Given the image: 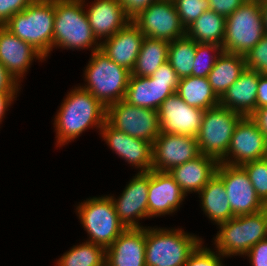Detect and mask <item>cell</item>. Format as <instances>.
<instances>
[{
	"label": "cell",
	"instance_id": "7",
	"mask_svg": "<svg viewBox=\"0 0 267 266\" xmlns=\"http://www.w3.org/2000/svg\"><path fill=\"white\" fill-rule=\"evenodd\" d=\"M265 35L260 0H247L226 17L222 49L245 56Z\"/></svg>",
	"mask_w": 267,
	"mask_h": 266
},
{
	"label": "cell",
	"instance_id": "15",
	"mask_svg": "<svg viewBox=\"0 0 267 266\" xmlns=\"http://www.w3.org/2000/svg\"><path fill=\"white\" fill-rule=\"evenodd\" d=\"M200 155L196 137L161 133L153 143L152 169L169 172Z\"/></svg>",
	"mask_w": 267,
	"mask_h": 266
},
{
	"label": "cell",
	"instance_id": "47",
	"mask_svg": "<svg viewBox=\"0 0 267 266\" xmlns=\"http://www.w3.org/2000/svg\"><path fill=\"white\" fill-rule=\"evenodd\" d=\"M265 33L267 34V0H260Z\"/></svg>",
	"mask_w": 267,
	"mask_h": 266
},
{
	"label": "cell",
	"instance_id": "32",
	"mask_svg": "<svg viewBox=\"0 0 267 266\" xmlns=\"http://www.w3.org/2000/svg\"><path fill=\"white\" fill-rule=\"evenodd\" d=\"M195 54L196 42L186 35L169 42L167 61L180 79L192 75Z\"/></svg>",
	"mask_w": 267,
	"mask_h": 266
},
{
	"label": "cell",
	"instance_id": "27",
	"mask_svg": "<svg viewBox=\"0 0 267 266\" xmlns=\"http://www.w3.org/2000/svg\"><path fill=\"white\" fill-rule=\"evenodd\" d=\"M245 68L244 55L222 51L207 77L214 93L219 99L239 78Z\"/></svg>",
	"mask_w": 267,
	"mask_h": 266
},
{
	"label": "cell",
	"instance_id": "46",
	"mask_svg": "<svg viewBox=\"0 0 267 266\" xmlns=\"http://www.w3.org/2000/svg\"><path fill=\"white\" fill-rule=\"evenodd\" d=\"M250 117L256 122L259 129L264 133L267 140V106L256 109Z\"/></svg>",
	"mask_w": 267,
	"mask_h": 266
},
{
	"label": "cell",
	"instance_id": "39",
	"mask_svg": "<svg viewBox=\"0 0 267 266\" xmlns=\"http://www.w3.org/2000/svg\"><path fill=\"white\" fill-rule=\"evenodd\" d=\"M251 266H267V238L259 241L244 255Z\"/></svg>",
	"mask_w": 267,
	"mask_h": 266
},
{
	"label": "cell",
	"instance_id": "45",
	"mask_svg": "<svg viewBox=\"0 0 267 266\" xmlns=\"http://www.w3.org/2000/svg\"><path fill=\"white\" fill-rule=\"evenodd\" d=\"M18 92H0V124L5 117L8 107L11 106L14 100H17Z\"/></svg>",
	"mask_w": 267,
	"mask_h": 266
},
{
	"label": "cell",
	"instance_id": "34",
	"mask_svg": "<svg viewBox=\"0 0 267 266\" xmlns=\"http://www.w3.org/2000/svg\"><path fill=\"white\" fill-rule=\"evenodd\" d=\"M246 171L257 196L263 203L267 202V157L241 165Z\"/></svg>",
	"mask_w": 267,
	"mask_h": 266
},
{
	"label": "cell",
	"instance_id": "10",
	"mask_svg": "<svg viewBox=\"0 0 267 266\" xmlns=\"http://www.w3.org/2000/svg\"><path fill=\"white\" fill-rule=\"evenodd\" d=\"M106 121L119 131L150 143L161 134L158 110L133 106L124 100L107 107Z\"/></svg>",
	"mask_w": 267,
	"mask_h": 266
},
{
	"label": "cell",
	"instance_id": "9",
	"mask_svg": "<svg viewBox=\"0 0 267 266\" xmlns=\"http://www.w3.org/2000/svg\"><path fill=\"white\" fill-rule=\"evenodd\" d=\"M242 117L221 105L205 110L196 136L200 154L220 162L226 156L236 124Z\"/></svg>",
	"mask_w": 267,
	"mask_h": 266
},
{
	"label": "cell",
	"instance_id": "3",
	"mask_svg": "<svg viewBox=\"0 0 267 266\" xmlns=\"http://www.w3.org/2000/svg\"><path fill=\"white\" fill-rule=\"evenodd\" d=\"M85 0H55L53 48L100 49L85 11Z\"/></svg>",
	"mask_w": 267,
	"mask_h": 266
},
{
	"label": "cell",
	"instance_id": "43",
	"mask_svg": "<svg viewBox=\"0 0 267 266\" xmlns=\"http://www.w3.org/2000/svg\"><path fill=\"white\" fill-rule=\"evenodd\" d=\"M21 86L0 63V92H19Z\"/></svg>",
	"mask_w": 267,
	"mask_h": 266
},
{
	"label": "cell",
	"instance_id": "20",
	"mask_svg": "<svg viewBox=\"0 0 267 266\" xmlns=\"http://www.w3.org/2000/svg\"><path fill=\"white\" fill-rule=\"evenodd\" d=\"M145 36L131 20L110 38L100 43V50L116 64L132 72Z\"/></svg>",
	"mask_w": 267,
	"mask_h": 266
},
{
	"label": "cell",
	"instance_id": "19",
	"mask_svg": "<svg viewBox=\"0 0 267 266\" xmlns=\"http://www.w3.org/2000/svg\"><path fill=\"white\" fill-rule=\"evenodd\" d=\"M34 59L41 62L45 60L30 44L0 26V63L19 84Z\"/></svg>",
	"mask_w": 267,
	"mask_h": 266
},
{
	"label": "cell",
	"instance_id": "25",
	"mask_svg": "<svg viewBox=\"0 0 267 266\" xmlns=\"http://www.w3.org/2000/svg\"><path fill=\"white\" fill-rule=\"evenodd\" d=\"M259 73L245 68L239 78L219 99V105L242 116H251L256 110Z\"/></svg>",
	"mask_w": 267,
	"mask_h": 266
},
{
	"label": "cell",
	"instance_id": "36",
	"mask_svg": "<svg viewBox=\"0 0 267 266\" xmlns=\"http://www.w3.org/2000/svg\"><path fill=\"white\" fill-rule=\"evenodd\" d=\"M246 68L267 75V34L245 55Z\"/></svg>",
	"mask_w": 267,
	"mask_h": 266
},
{
	"label": "cell",
	"instance_id": "11",
	"mask_svg": "<svg viewBox=\"0 0 267 266\" xmlns=\"http://www.w3.org/2000/svg\"><path fill=\"white\" fill-rule=\"evenodd\" d=\"M132 21L145 37L171 42L185 36L173 0H157L136 15Z\"/></svg>",
	"mask_w": 267,
	"mask_h": 266
},
{
	"label": "cell",
	"instance_id": "17",
	"mask_svg": "<svg viewBox=\"0 0 267 266\" xmlns=\"http://www.w3.org/2000/svg\"><path fill=\"white\" fill-rule=\"evenodd\" d=\"M99 134L112 151L139 169L138 172H149L152 169L153 143L135 138L112 127L107 121L103 124Z\"/></svg>",
	"mask_w": 267,
	"mask_h": 266
},
{
	"label": "cell",
	"instance_id": "30",
	"mask_svg": "<svg viewBox=\"0 0 267 266\" xmlns=\"http://www.w3.org/2000/svg\"><path fill=\"white\" fill-rule=\"evenodd\" d=\"M169 42L145 37L135 66L131 72L134 76H151L162 64L167 62Z\"/></svg>",
	"mask_w": 267,
	"mask_h": 266
},
{
	"label": "cell",
	"instance_id": "33",
	"mask_svg": "<svg viewBox=\"0 0 267 266\" xmlns=\"http://www.w3.org/2000/svg\"><path fill=\"white\" fill-rule=\"evenodd\" d=\"M222 51V46L217 44L196 42V54L191 76L208 77Z\"/></svg>",
	"mask_w": 267,
	"mask_h": 266
},
{
	"label": "cell",
	"instance_id": "1",
	"mask_svg": "<svg viewBox=\"0 0 267 266\" xmlns=\"http://www.w3.org/2000/svg\"><path fill=\"white\" fill-rule=\"evenodd\" d=\"M63 99L54 118L56 147L68 144L87 129H100L106 122L107 108L80 86L74 87Z\"/></svg>",
	"mask_w": 267,
	"mask_h": 266
},
{
	"label": "cell",
	"instance_id": "21",
	"mask_svg": "<svg viewBox=\"0 0 267 266\" xmlns=\"http://www.w3.org/2000/svg\"><path fill=\"white\" fill-rule=\"evenodd\" d=\"M145 242L146 226L144 228H126L106 248L105 265L146 266Z\"/></svg>",
	"mask_w": 267,
	"mask_h": 266
},
{
	"label": "cell",
	"instance_id": "12",
	"mask_svg": "<svg viewBox=\"0 0 267 266\" xmlns=\"http://www.w3.org/2000/svg\"><path fill=\"white\" fill-rule=\"evenodd\" d=\"M267 157V140L250 116H243L236 124L226 156L220 161L232 166Z\"/></svg>",
	"mask_w": 267,
	"mask_h": 266
},
{
	"label": "cell",
	"instance_id": "14",
	"mask_svg": "<svg viewBox=\"0 0 267 266\" xmlns=\"http://www.w3.org/2000/svg\"><path fill=\"white\" fill-rule=\"evenodd\" d=\"M148 188L149 172H138L117 199L108 195L119 220L126 228H144L138 221L148 218Z\"/></svg>",
	"mask_w": 267,
	"mask_h": 266
},
{
	"label": "cell",
	"instance_id": "37",
	"mask_svg": "<svg viewBox=\"0 0 267 266\" xmlns=\"http://www.w3.org/2000/svg\"><path fill=\"white\" fill-rule=\"evenodd\" d=\"M202 242L195 251L189 256L184 266H225L223 265V257L220 252L204 247Z\"/></svg>",
	"mask_w": 267,
	"mask_h": 266
},
{
	"label": "cell",
	"instance_id": "2",
	"mask_svg": "<svg viewBox=\"0 0 267 266\" xmlns=\"http://www.w3.org/2000/svg\"><path fill=\"white\" fill-rule=\"evenodd\" d=\"M55 0H35L3 26L30 44L46 60L53 51Z\"/></svg>",
	"mask_w": 267,
	"mask_h": 266
},
{
	"label": "cell",
	"instance_id": "42",
	"mask_svg": "<svg viewBox=\"0 0 267 266\" xmlns=\"http://www.w3.org/2000/svg\"><path fill=\"white\" fill-rule=\"evenodd\" d=\"M126 15L132 20L142 10L157 0H119Z\"/></svg>",
	"mask_w": 267,
	"mask_h": 266
},
{
	"label": "cell",
	"instance_id": "48",
	"mask_svg": "<svg viewBox=\"0 0 267 266\" xmlns=\"http://www.w3.org/2000/svg\"><path fill=\"white\" fill-rule=\"evenodd\" d=\"M263 212H264V214H265V216H266V219H267V202L266 203H264V206H263Z\"/></svg>",
	"mask_w": 267,
	"mask_h": 266
},
{
	"label": "cell",
	"instance_id": "29",
	"mask_svg": "<svg viewBox=\"0 0 267 266\" xmlns=\"http://www.w3.org/2000/svg\"><path fill=\"white\" fill-rule=\"evenodd\" d=\"M176 93L189 106L207 110L219 105L207 77L189 76L179 80Z\"/></svg>",
	"mask_w": 267,
	"mask_h": 266
},
{
	"label": "cell",
	"instance_id": "6",
	"mask_svg": "<svg viewBox=\"0 0 267 266\" xmlns=\"http://www.w3.org/2000/svg\"><path fill=\"white\" fill-rule=\"evenodd\" d=\"M215 250L227 257L244 256L252 246L267 238V219L263 210L235 216L217 225Z\"/></svg>",
	"mask_w": 267,
	"mask_h": 266
},
{
	"label": "cell",
	"instance_id": "4",
	"mask_svg": "<svg viewBox=\"0 0 267 266\" xmlns=\"http://www.w3.org/2000/svg\"><path fill=\"white\" fill-rule=\"evenodd\" d=\"M146 227V266H184L189 256L204 241L181 228Z\"/></svg>",
	"mask_w": 267,
	"mask_h": 266
},
{
	"label": "cell",
	"instance_id": "35",
	"mask_svg": "<svg viewBox=\"0 0 267 266\" xmlns=\"http://www.w3.org/2000/svg\"><path fill=\"white\" fill-rule=\"evenodd\" d=\"M173 2L185 28L210 9L208 0H173Z\"/></svg>",
	"mask_w": 267,
	"mask_h": 266
},
{
	"label": "cell",
	"instance_id": "8",
	"mask_svg": "<svg viewBox=\"0 0 267 266\" xmlns=\"http://www.w3.org/2000/svg\"><path fill=\"white\" fill-rule=\"evenodd\" d=\"M82 227L89 236L86 242L108 248L126 229L107 195L90 197L76 207Z\"/></svg>",
	"mask_w": 267,
	"mask_h": 266
},
{
	"label": "cell",
	"instance_id": "40",
	"mask_svg": "<svg viewBox=\"0 0 267 266\" xmlns=\"http://www.w3.org/2000/svg\"><path fill=\"white\" fill-rule=\"evenodd\" d=\"M247 0H208L210 9L225 17L233 13Z\"/></svg>",
	"mask_w": 267,
	"mask_h": 266
},
{
	"label": "cell",
	"instance_id": "5",
	"mask_svg": "<svg viewBox=\"0 0 267 266\" xmlns=\"http://www.w3.org/2000/svg\"><path fill=\"white\" fill-rule=\"evenodd\" d=\"M89 60L83 73L87 83L80 87L106 108L124 100L131 72L116 64L100 49L93 51Z\"/></svg>",
	"mask_w": 267,
	"mask_h": 266
},
{
	"label": "cell",
	"instance_id": "31",
	"mask_svg": "<svg viewBox=\"0 0 267 266\" xmlns=\"http://www.w3.org/2000/svg\"><path fill=\"white\" fill-rule=\"evenodd\" d=\"M105 259L104 247L85 241L66 251L57 259L56 266H104Z\"/></svg>",
	"mask_w": 267,
	"mask_h": 266
},
{
	"label": "cell",
	"instance_id": "28",
	"mask_svg": "<svg viewBox=\"0 0 267 266\" xmlns=\"http://www.w3.org/2000/svg\"><path fill=\"white\" fill-rule=\"evenodd\" d=\"M226 17L209 9L185 28V35L197 43H213L222 46Z\"/></svg>",
	"mask_w": 267,
	"mask_h": 266
},
{
	"label": "cell",
	"instance_id": "22",
	"mask_svg": "<svg viewBox=\"0 0 267 266\" xmlns=\"http://www.w3.org/2000/svg\"><path fill=\"white\" fill-rule=\"evenodd\" d=\"M86 5L88 22L100 43L131 21L119 0H94L92 4Z\"/></svg>",
	"mask_w": 267,
	"mask_h": 266
},
{
	"label": "cell",
	"instance_id": "41",
	"mask_svg": "<svg viewBox=\"0 0 267 266\" xmlns=\"http://www.w3.org/2000/svg\"><path fill=\"white\" fill-rule=\"evenodd\" d=\"M154 81L170 82V86H178L180 78L171 64H162L151 76Z\"/></svg>",
	"mask_w": 267,
	"mask_h": 266
},
{
	"label": "cell",
	"instance_id": "44",
	"mask_svg": "<svg viewBox=\"0 0 267 266\" xmlns=\"http://www.w3.org/2000/svg\"><path fill=\"white\" fill-rule=\"evenodd\" d=\"M267 106V75L259 73L257 97H256V109Z\"/></svg>",
	"mask_w": 267,
	"mask_h": 266
},
{
	"label": "cell",
	"instance_id": "13",
	"mask_svg": "<svg viewBox=\"0 0 267 266\" xmlns=\"http://www.w3.org/2000/svg\"><path fill=\"white\" fill-rule=\"evenodd\" d=\"M216 174L222 179L235 216L253 214L263 209L246 171L241 166L218 163Z\"/></svg>",
	"mask_w": 267,
	"mask_h": 266
},
{
	"label": "cell",
	"instance_id": "18",
	"mask_svg": "<svg viewBox=\"0 0 267 266\" xmlns=\"http://www.w3.org/2000/svg\"><path fill=\"white\" fill-rule=\"evenodd\" d=\"M186 195L168 172L149 171L148 218L171 215Z\"/></svg>",
	"mask_w": 267,
	"mask_h": 266
},
{
	"label": "cell",
	"instance_id": "38",
	"mask_svg": "<svg viewBox=\"0 0 267 266\" xmlns=\"http://www.w3.org/2000/svg\"><path fill=\"white\" fill-rule=\"evenodd\" d=\"M35 0H0V26H3L14 14L22 12Z\"/></svg>",
	"mask_w": 267,
	"mask_h": 266
},
{
	"label": "cell",
	"instance_id": "26",
	"mask_svg": "<svg viewBox=\"0 0 267 266\" xmlns=\"http://www.w3.org/2000/svg\"><path fill=\"white\" fill-rule=\"evenodd\" d=\"M204 214L216 225L235 217L222 179L215 174L198 193Z\"/></svg>",
	"mask_w": 267,
	"mask_h": 266
},
{
	"label": "cell",
	"instance_id": "23",
	"mask_svg": "<svg viewBox=\"0 0 267 266\" xmlns=\"http://www.w3.org/2000/svg\"><path fill=\"white\" fill-rule=\"evenodd\" d=\"M177 88L170 86V82L154 81L150 76L130 74L124 101L133 106L158 110Z\"/></svg>",
	"mask_w": 267,
	"mask_h": 266
},
{
	"label": "cell",
	"instance_id": "24",
	"mask_svg": "<svg viewBox=\"0 0 267 266\" xmlns=\"http://www.w3.org/2000/svg\"><path fill=\"white\" fill-rule=\"evenodd\" d=\"M218 161L213 157L200 154L195 159L173 167L168 173L180 186L183 193H199L216 174Z\"/></svg>",
	"mask_w": 267,
	"mask_h": 266
},
{
	"label": "cell",
	"instance_id": "16",
	"mask_svg": "<svg viewBox=\"0 0 267 266\" xmlns=\"http://www.w3.org/2000/svg\"><path fill=\"white\" fill-rule=\"evenodd\" d=\"M205 110L189 106L175 92L158 109L161 133L196 137Z\"/></svg>",
	"mask_w": 267,
	"mask_h": 266
}]
</instances>
